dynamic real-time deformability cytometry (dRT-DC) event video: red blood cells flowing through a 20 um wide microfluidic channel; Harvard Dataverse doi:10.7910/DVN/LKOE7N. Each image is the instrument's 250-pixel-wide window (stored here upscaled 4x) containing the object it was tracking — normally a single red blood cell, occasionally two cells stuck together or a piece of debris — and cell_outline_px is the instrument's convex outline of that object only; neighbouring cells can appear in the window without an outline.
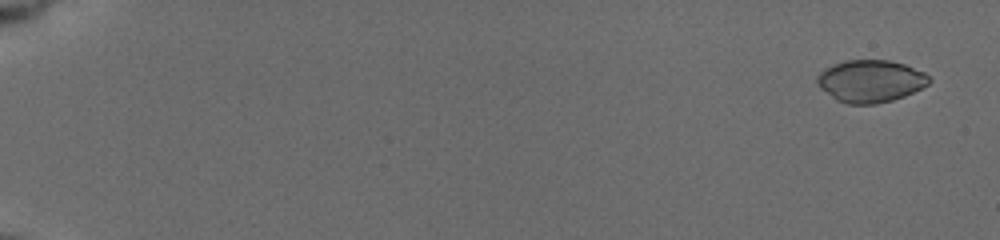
{"species": "common noctule bat (a hibernating species)", "species_latin": "Nyctalus noctula", "temperature_condition": "cold", "stored_images_in_passage": 20, "camera_frame_rate_fps": 3000, "um_per_image_px": 0.085, "animal": {"sex": "female", "body_mass_g": 19.5, "forearm_length_mm": 54.1}, "frame": {"image": 1, "passage_image": 3, "time_ms": 0.667, "image_size_px": [1000, 240], "cell_outline_px": [[932, 80], [928, 84], [904, 96], [892, 100], [876, 104], [848, 104], [836, 100], [820, 88], [816, 80], [816, 76], [824, 68], [832, 64], [844, 60], [888, 60], [904, 64], [924, 72]], "centroid_in_image_um": [73.96, 6.89], "position_along_channel_um": 11.0, "area_um2": 27.63}}
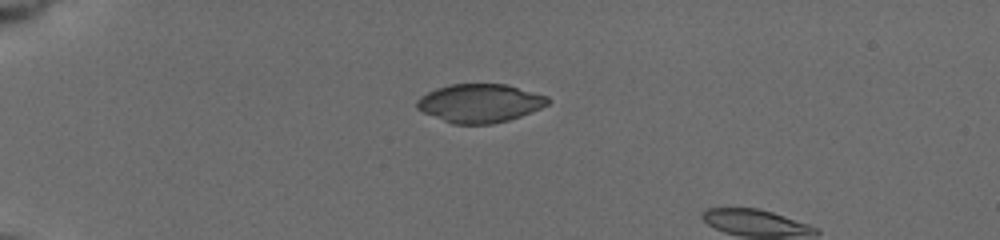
{"frame": {"image": 2, "passage_image": 17, "time_ms": 5.333, "image_size_px": [1000, 240], "cell_outline_px": [[548, 104], [540, 108], [520, 116], [508, 120], [492, 124], [452, 124], [424, 112], [416, 108], [416, 100], [420, 96], [436, 88], [448, 84], [508, 84], [548, 96]], "centroid_in_image_um": [40.77, 8.76], "position_along_channel_um": 44.2, "area_um2": 29.36}}